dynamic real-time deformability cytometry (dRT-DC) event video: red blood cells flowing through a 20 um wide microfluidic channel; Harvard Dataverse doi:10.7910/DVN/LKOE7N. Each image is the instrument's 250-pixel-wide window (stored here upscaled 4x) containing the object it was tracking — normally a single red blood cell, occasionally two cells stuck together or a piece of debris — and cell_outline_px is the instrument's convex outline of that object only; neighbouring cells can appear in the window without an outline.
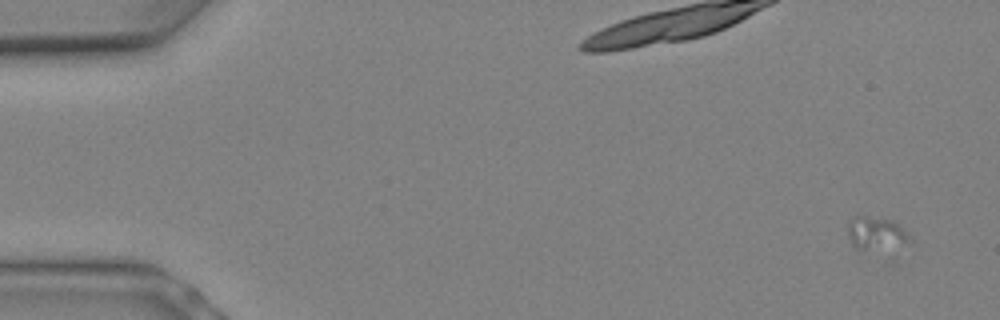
{"species": "Egyptian fruit bat (a non-hibernating species)", "species_latin": "Rousettus aegyptiacus", "temperature_condition": "warm", "stored_images_in_passage": 12, "camera_frame_rate_fps": 3000, "um_per_image_px": 0.085, "animal": {"sex": "female"}, "frame": {"image": 1, "passage_image": 2, "time_ms": 0.333, "image_size_px": [1000, 320], "cell_outline_px": [[912, 240], [904, 244], [860, 252], [852, 244], [848, 236], [848, 224], [856, 216], [864, 216], [892, 220]], "centroid_in_image_um": [74.39, 19.86], "position_along_channel_um": 10.6, "area_um2": 11.56}}
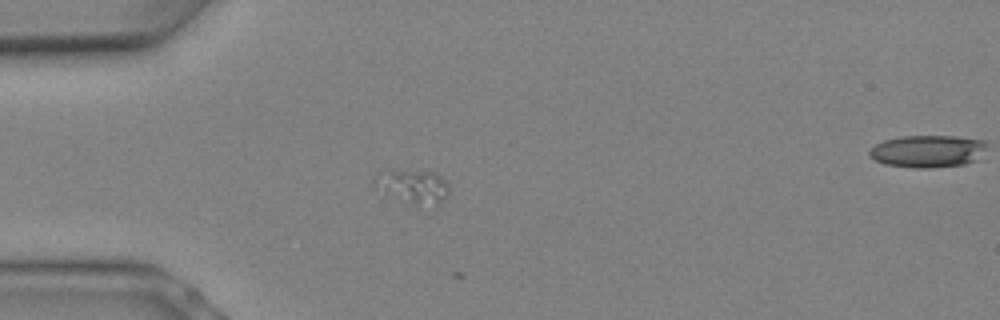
{"frame": {"image": 2, "passage_image": 8, "time_ms": 2.333, "image_size_px": [1000, 320], "cell_outline_px": [[448, 196], [436, 208], [416, 204], [388, 192], [384, 188], [376, 176], [384, 168], [388, 168], [432, 172], [440, 176], [448, 184]], "centroid_in_image_um": [35.27, 15.81], "position_along_channel_um": 49.7, "area_um2": 14.05}}